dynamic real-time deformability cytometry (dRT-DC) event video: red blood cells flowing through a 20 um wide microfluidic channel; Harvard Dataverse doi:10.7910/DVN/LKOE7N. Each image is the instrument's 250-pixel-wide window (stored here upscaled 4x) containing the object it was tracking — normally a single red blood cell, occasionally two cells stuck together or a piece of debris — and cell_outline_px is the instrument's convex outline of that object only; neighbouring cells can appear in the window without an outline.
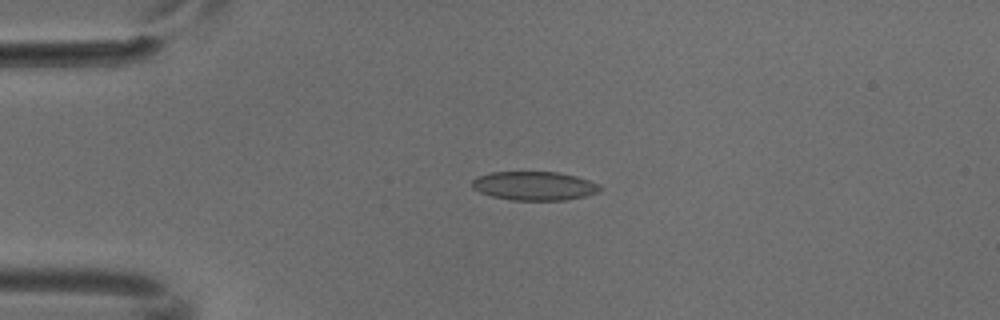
{"species": "common noctule bat (a hibernating species)", "species_latin": "Nyctalus noctula", "temperature_condition": "cold", "stored_images_in_passage": 5, "camera_frame_rate_fps": 3000, "um_per_image_px": 0.085, "animal": {"sex": "male", "body_mass_g": 18.8}, "frame": {"image": 1, "passage_image": 3, "time_ms": 0.667, "image_size_px": [1000, 320], "cell_outline_px": [[604, 188], [600, 192], [568, 200], [512, 200], [492, 196], [480, 192], [472, 188], [472, 180], [476, 176], [492, 172], [560, 172], [576, 176], [600, 184]], "centroid_in_image_um": [45.45, 15.8], "position_along_channel_um": 39.6, "area_um2": 21.68}}
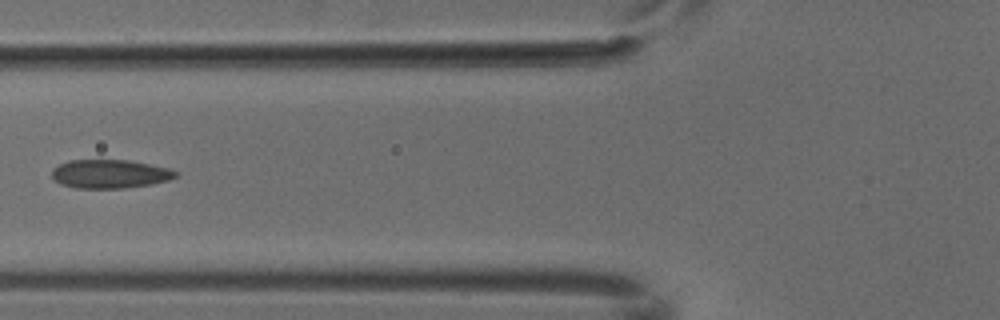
{"frame": {"image": 2, "passage_image": 5, "time_ms": 1.333, "image_size_px": [1000, 320], "cell_outline_px": [[180, 172], [176, 176], [168, 180], [152, 184], [124, 188], [76, 188], [60, 184], [52, 176], [52, 168], [68, 160], [128, 160], [168, 168]], "centroid_in_image_um": [9.33, 14.78], "position_along_channel_um": 116.5, "area_um2": 20.63}}